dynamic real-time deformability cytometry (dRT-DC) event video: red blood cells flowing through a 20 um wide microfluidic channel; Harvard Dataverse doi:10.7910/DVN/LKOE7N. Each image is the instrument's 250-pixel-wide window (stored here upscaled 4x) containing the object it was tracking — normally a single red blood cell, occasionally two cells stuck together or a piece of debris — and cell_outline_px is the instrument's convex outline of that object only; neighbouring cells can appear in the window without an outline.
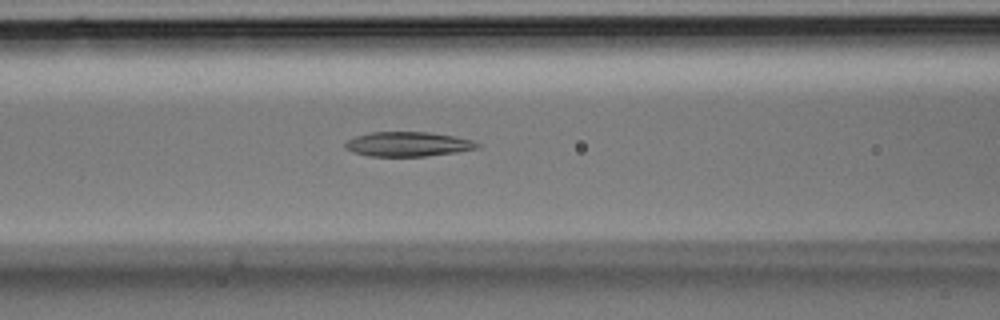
{"species": "Egyptian fruit bat (a non-hibernating species)", "species_latin": "Rousettus aegyptiacus", "temperature_condition": "room temperature", "stored_images_in_passage": 33, "camera_frame_rate_fps": 3000, "um_per_image_px": 0.085, "animal": {"sex": "male"}, "frame": {"image": 1, "passage_image": 12, "time_ms": 3.667, "image_size_px": [1000, 320], "cell_outline_px": [[480, 148], [456, 152], [424, 156], [368, 156], [344, 148], [344, 144], [348, 140], [356, 136], [368, 132], [432, 132], [456, 136], [472, 140], [480, 144]], "centroid_in_image_um": [34.7, 12.24], "position_along_channel_um": 131.9, "area_um2": 18.96}}
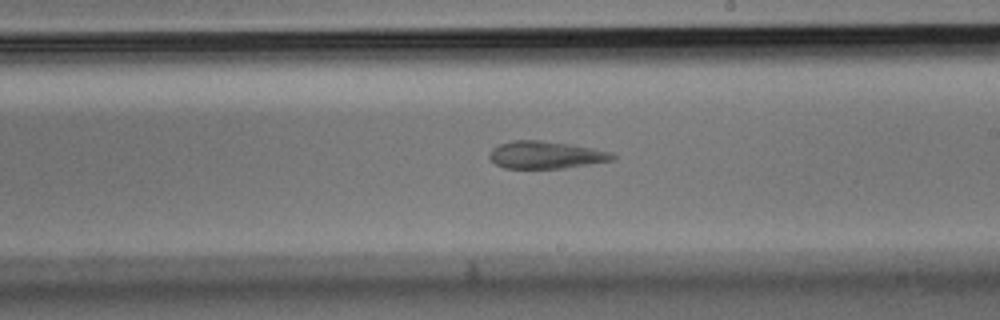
{"frame": {"image": 2, "passage_image": 18, "time_ms": 5.667, "image_size_px": [1000, 320], "cell_outline_px": [[616, 160], [564, 168], [504, 168], [496, 164], [488, 156], [488, 152], [492, 148], [500, 144], [512, 140], [540, 140], [568, 144], [592, 148], [612, 152], [616, 156]], "centroid_in_image_um": [46.4, 13.17], "position_along_channel_um": 242.6, "area_um2": 19.71}}
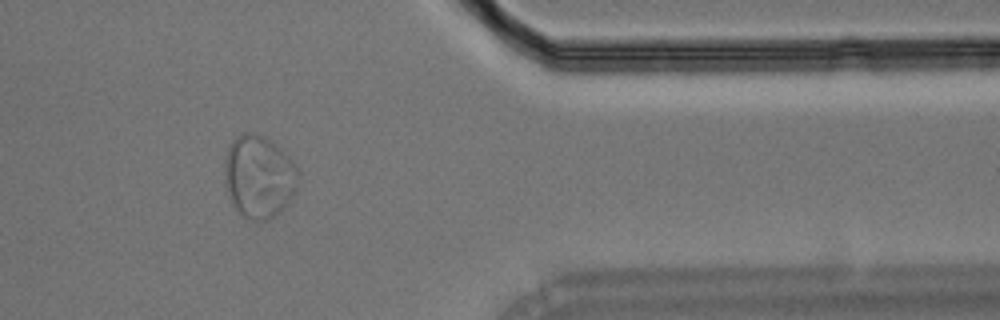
{"frame": {"image": 3, "passage_image": 27, "time_ms": 8.667, "image_size_px": [1000, 320], "cell_outline_px": [[300, 176], [296, 188], [288, 204], [284, 208], [268, 220], [260, 224], [248, 220], [236, 208], [228, 192], [224, 180], [224, 168], [228, 148], [232, 140], [236, 136], [244, 132], [256, 132], [264, 136], [276, 144], [292, 160]], "centroid_in_image_um": [22.02, 15.02], "position_along_channel_um": 389.4, "area_um2": 35.78}}